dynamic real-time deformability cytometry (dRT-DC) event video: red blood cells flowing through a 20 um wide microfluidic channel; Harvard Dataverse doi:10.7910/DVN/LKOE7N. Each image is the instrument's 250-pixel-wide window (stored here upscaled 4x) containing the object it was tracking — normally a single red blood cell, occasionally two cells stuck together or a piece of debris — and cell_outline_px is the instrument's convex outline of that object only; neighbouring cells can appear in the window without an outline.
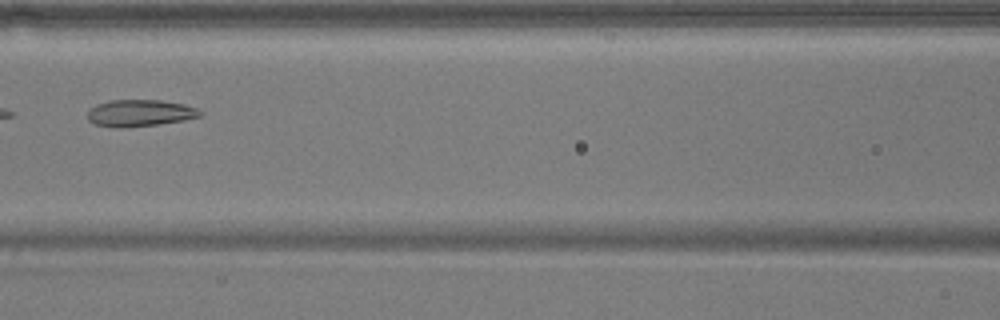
{"species": "common noctule bat (a hibernating species)", "species_latin": "Nyctalus noctula", "temperature_condition": "warm", "stored_images_in_passage": 6, "camera_frame_rate_fps": 3000, "um_per_image_px": 0.085, "animal": {"sex": "male", "body_mass_g": 17.9}, "frame": {"image": 1, "passage_image": 5, "time_ms": 5.0, "image_size_px": [1000, 320], "cell_outline_px": [[204, 112], [200, 116], [184, 120], [128, 128], [120, 128], [96, 124], [88, 120], [88, 108], [96, 104], [112, 100], [160, 100], [184, 104], [196, 108]], "centroid_in_image_um": [11.88, 9.6], "position_along_channel_um": 154.7, "area_um2": 17.57}}
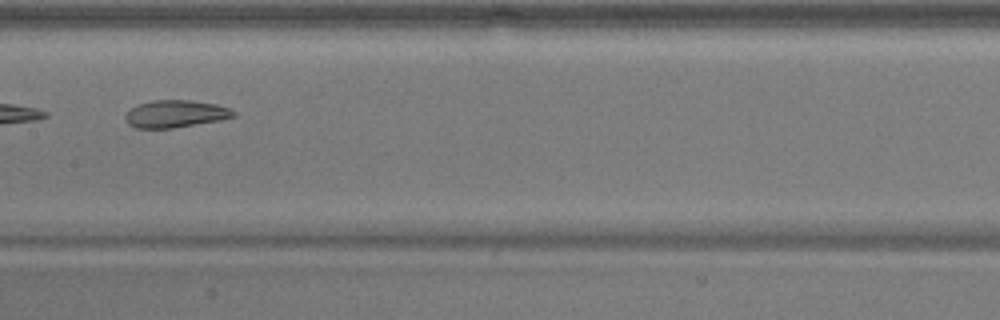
{"frame": {"image": 2, "passage_image": 6, "time_ms": 6.0, "image_size_px": [1000, 320], "cell_outline_px": [[236, 116], [220, 120], [172, 128], [136, 128], [128, 124], [124, 116], [136, 104], [152, 100], [192, 100], [216, 104], [228, 108], [236, 112]], "centroid_in_image_um": [14.91, 9.67], "position_along_channel_um": 192.5, "area_um2": 17.22}}